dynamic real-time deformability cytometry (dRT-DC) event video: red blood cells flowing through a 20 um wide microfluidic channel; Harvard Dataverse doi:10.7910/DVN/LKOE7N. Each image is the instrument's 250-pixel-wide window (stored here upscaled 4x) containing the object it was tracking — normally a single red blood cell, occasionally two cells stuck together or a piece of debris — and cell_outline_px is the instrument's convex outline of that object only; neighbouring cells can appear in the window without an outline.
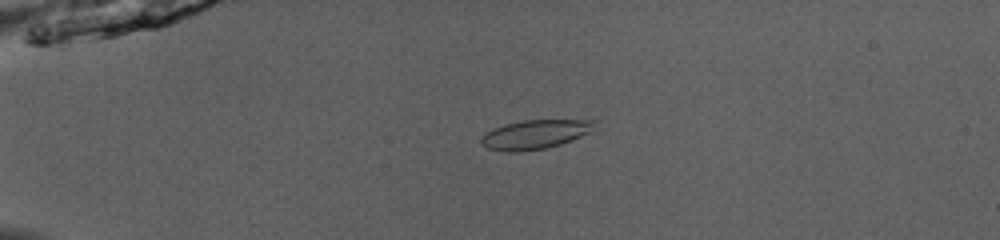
{"species": "common noctule bat (a hibernating species)", "species_latin": "Nyctalus noctula", "temperature_condition": "room temperature", "stored_images_in_passage": 52, "camera_frame_rate_fps": 3000, "um_per_image_px": 0.085, "animal": {"sex": "male", "body_mass_g": 13.0, "forearm_length_mm": 53.1}, "frame": {"image": 1, "passage_image": 14, "time_ms": 4.333, "image_size_px": [1000, 240], "cell_outline_px": [[596, 128], [580, 136], [560, 144], [544, 148], [520, 152], [504, 152], [488, 148], [480, 144], [480, 136], [484, 132], [504, 124], [524, 120], [596, 120]], "centroid_in_image_um": [45.42, 11.42], "position_along_channel_um": 39.6, "area_um2": 19.31}}
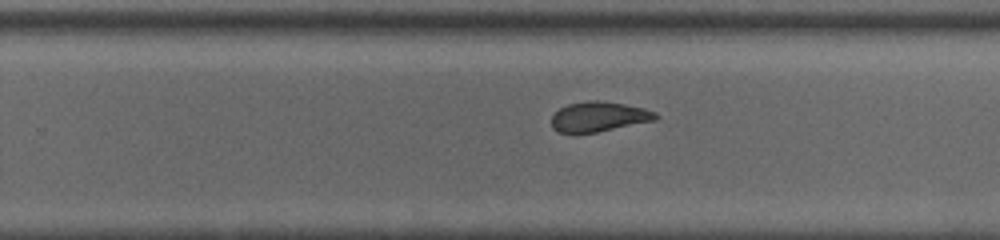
{"frame": {"image": 2, "passage_image": 35, "time_ms": 11.333, "image_size_px": [1000, 240], "cell_outline_px": [[660, 116], [656, 120], [596, 132], [572, 136], [556, 132], [552, 128], [552, 116], [560, 108], [568, 104], [588, 100], [600, 100], [624, 104], [644, 108], [656, 112]], "centroid_in_image_um": [50.86, 9.95], "position_along_channel_um": 278.9, "area_um2": 18.67}}
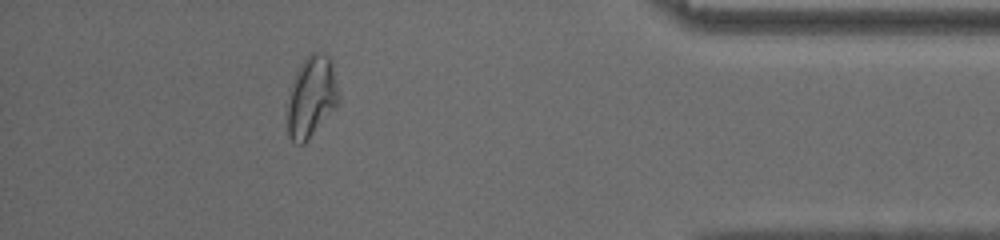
{"frame": {"image": 3, "passage_image": 47, "time_ms": 15.333, "image_size_px": [1000, 240], "cell_outline_px": [[340, 96], [336, 104], [308, 140], [304, 144], [296, 144], [288, 136], [288, 88], [300, 64], [312, 52], [324, 52], [332, 60]], "centroid_in_image_um": [26.46, 8.19], "position_along_channel_um": 408.7, "area_um2": 24.22}, "authors_computed_cell_mechanics": {"area_um2": 20.1433, "velocity_mm_per_s": 4.0466, "shape_relaxation_time_tau1_ms": null, "shape_relaxation_time_tau2_ms": 1.7843, "deformation_change_tau1": null, "deformation_change_tau2": 0.0604}}